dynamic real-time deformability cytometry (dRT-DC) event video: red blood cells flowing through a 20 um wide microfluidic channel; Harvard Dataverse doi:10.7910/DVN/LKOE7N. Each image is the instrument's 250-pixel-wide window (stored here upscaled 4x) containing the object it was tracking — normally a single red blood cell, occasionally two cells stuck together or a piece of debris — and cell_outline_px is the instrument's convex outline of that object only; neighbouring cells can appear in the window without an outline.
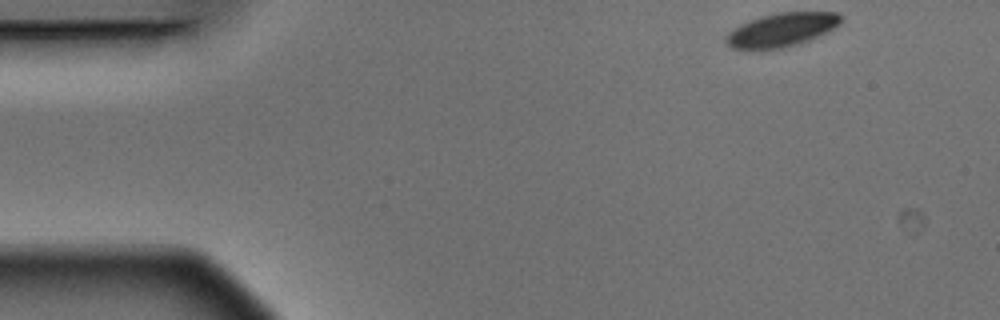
{"species": "Egyptian fruit bat (a non-hibernating species)", "species_latin": "Rousettus aegyptiacus", "temperature_condition": "warm", "stored_images_in_passage": 5, "camera_frame_rate_fps": 3000, "um_per_image_px": 0.085, "animal": {"sex": "male"}, "frame": {"image": 1, "passage_image": 1, "time_ms": 0.0, "image_size_px": [1000, 320], "cell_outline_px": [[844, 20], [840, 24], [828, 32], [808, 40], [784, 48], [748, 52], [732, 48], [724, 44], [724, 36], [732, 28], [748, 20], [760, 16], [776, 12], [840, 12], [844, 16]], "centroid_in_image_um": [66.37, 2.56], "position_along_channel_um": 18.6, "area_um2": 23.58}}
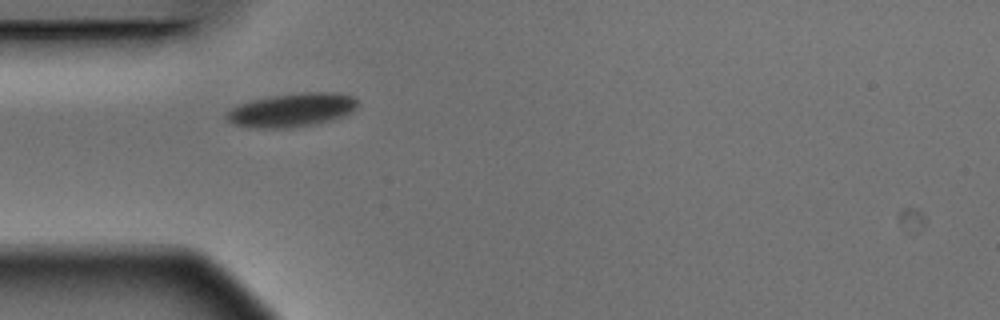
{"frame": {"image": 2, "passage_image": 4, "time_ms": 1.0, "image_size_px": [1000, 320], "cell_outline_px": [[360, 104], [352, 112], [332, 120], [288, 128], [252, 128], [232, 124], [224, 116], [236, 104], [252, 100], [272, 96], [300, 92], [336, 92], [352, 96]], "centroid_in_image_um": [24.8, 9.34], "position_along_channel_um": 60.2, "area_um2": 25.78}}
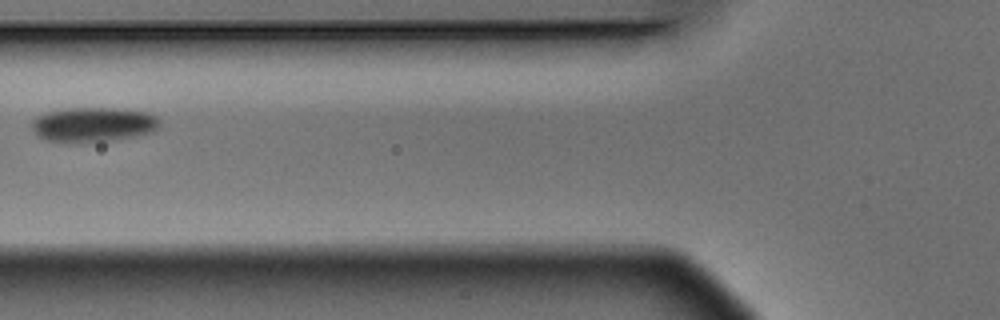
{"frame": {"image": 3, "passage_image": 5, "time_ms": 1.333, "image_size_px": [1000, 320], "cell_outline_px": [[160, 120], [156, 128], [152, 132], [136, 136], [108, 140], [48, 140], [36, 136], [32, 128], [32, 120], [36, 116], [48, 112], [64, 108], [116, 108], [148, 112], [156, 116]], "centroid_in_image_um": [7.93, 10.54], "position_along_channel_um": 117.9, "area_um2": 25.2}}